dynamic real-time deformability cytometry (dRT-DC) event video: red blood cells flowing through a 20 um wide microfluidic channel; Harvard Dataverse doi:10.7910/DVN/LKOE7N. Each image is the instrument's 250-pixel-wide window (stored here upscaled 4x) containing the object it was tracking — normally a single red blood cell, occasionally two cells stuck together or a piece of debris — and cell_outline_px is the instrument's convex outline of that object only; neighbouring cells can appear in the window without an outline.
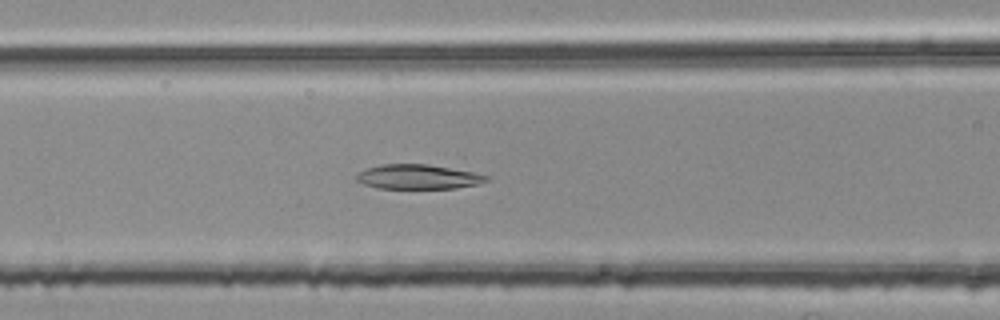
{"species": "common noctule bat (a hibernating species)", "species_latin": "Nyctalus noctula", "temperature_condition": "room temperature", "stored_images_in_passage": 46, "camera_frame_rate_fps": 3000, "um_per_image_px": 0.085, "animal": {"sex": "female", "body_mass_g": 25.1}, "frame": {"image": 1, "passage_image": 22, "time_ms": 7.0, "image_size_px": [1000, 320], "cell_outline_px": [[488, 180], [476, 184], [456, 188], [380, 188], [364, 184], [356, 180], [356, 176], [360, 172], [368, 168], [380, 164], [428, 164], [472, 172], [488, 176]], "centroid_in_image_um": [35.51, 15.02], "position_along_channel_um": 131.1, "area_um2": 18.26}}
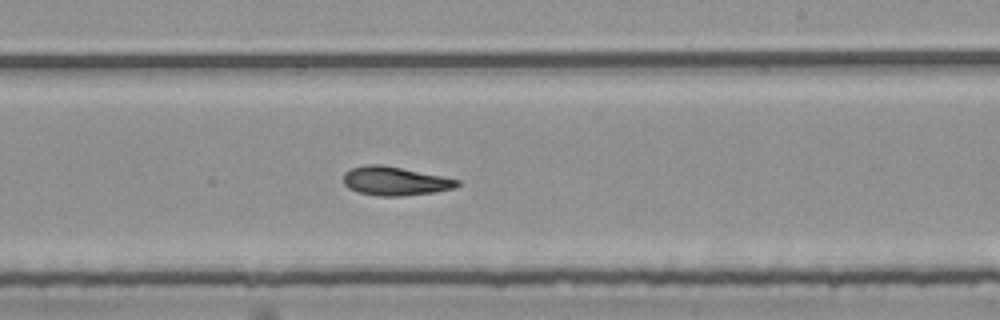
{"frame": {"image": 2, "passage_image": 32, "time_ms": 10.333, "image_size_px": [1000, 320], "cell_outline_px": [[460, 184], [452, 188], [436, 192], [404, 196], [380, 196], [360, 192], [348, 188], [344, 184], [344, 172], [352, 168], [368, 164], [384, 164], [460, 180]], "centroid_in_image_um": [33.57, 15.38], "position_along_channel_um": 255.4, "area_um2": 19.02}}
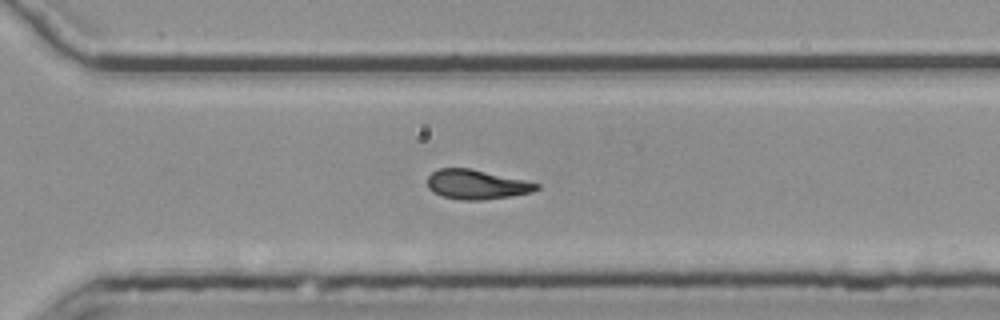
{"frame": {"image": 3, "passage_image": 38, "time_ms": 12.333, "image_size_px": [1000, 320], "cell_outline_px": [[540, 188], [532, 192], [484, 200], [460, 200], [440, 196], [432, 192], [428, 188], [428, 176], [432, 172], [440, 168], [472, 168], [524, 180], [540, 184]], "centroid_in_image_um": [40.48, 15.68], "position_along_channel_um": 330.1, "area_um2": 18.84}, "authors_computed_cell_mechanics": {"area_um2": 19.2474, "velocity_mm_per_s": 3.7397, "shape_relaxation_time_tau1_ms": 7.9815, "shape_relaxation_time_tau2_ms": 2.5463, "deformation_change_tau1": 0.1799, "deformation_change_tau2": 0.0868}}